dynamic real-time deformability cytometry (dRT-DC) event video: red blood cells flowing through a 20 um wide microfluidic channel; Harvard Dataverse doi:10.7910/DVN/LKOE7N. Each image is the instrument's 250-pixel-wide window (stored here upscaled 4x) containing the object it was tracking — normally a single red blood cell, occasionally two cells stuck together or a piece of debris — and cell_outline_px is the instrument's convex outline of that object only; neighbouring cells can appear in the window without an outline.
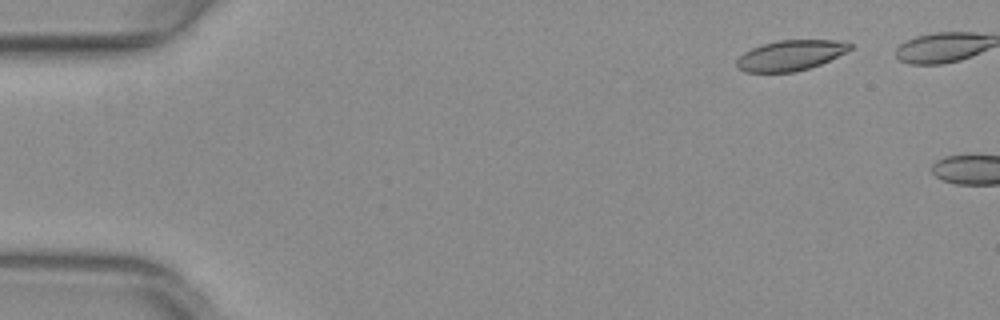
{"species": "common noctule bat (a hibernating species)", "species_latin": "Nyctalus noctula", "temperature_condition": "warm", "stored_images_in_passage": 6, "camera_frame_rate_fps": 3000, "um_per_image_px": 0.085, "animal": {"sex": "female", "body_mass_g": 29.2, "forearm_length_mm": 56.3}, "frame": {"image": 1, "passage_image": 3, "time_ms": 0.667, "image_size_px": [1000, 320], "cell_outline_px": [[852, 48], [820, 64], [796, 72], [744, 72], [736, 68], [736, 60], [744, 52], [752, 48], [764, 44], [780, 40], [848, 40], [852, 44]], "centroid_in_image_um": [67.18, 4.7], "position_along_channel_um": 17.8, "area_um2": 20.0}}